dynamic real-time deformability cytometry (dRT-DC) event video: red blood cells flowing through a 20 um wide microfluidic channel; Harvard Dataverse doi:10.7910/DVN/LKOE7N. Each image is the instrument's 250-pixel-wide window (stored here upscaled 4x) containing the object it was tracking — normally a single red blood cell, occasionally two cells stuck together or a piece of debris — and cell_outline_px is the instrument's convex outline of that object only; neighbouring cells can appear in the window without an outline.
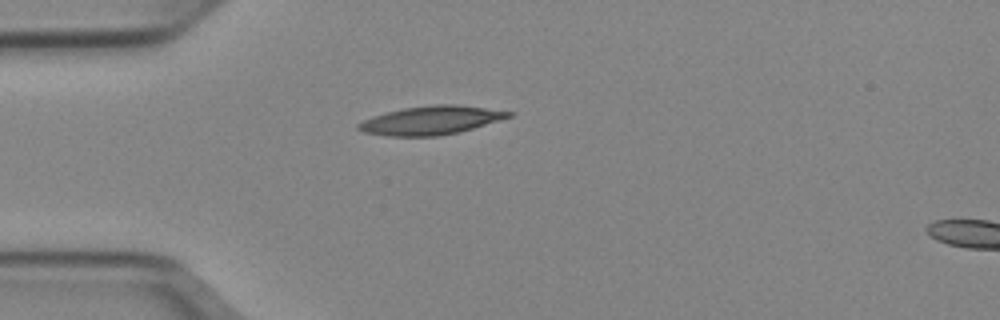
{"species": "Egyptian fruit bat (a non-hibernating species)", "species_latin": "Rousettus aegyptiacus", "temperature_condition": "cold", "stored_images_in_passage": 38, "camera_frame_rate_fps": 3000, "um_per_image_px": 0.085, "animal": {"sex": "female"}, "frame": {"image": 1, "passage_image": 1, "time_ms": 0.0, "image_size_px": [1000, 320], "cell_outline_px": [[516, 112], [512, 116], [500, 120], [460, 132], [436, 136], [388, 136], [364, 132], [356, 128], [356, 124], [372, 116], [404, 108], [436, 104], [456, 104]], "centroid_in_image_um": [36.65, 10.22], "position_along_channel_um": 48.4, "area_um2": 24.97}}
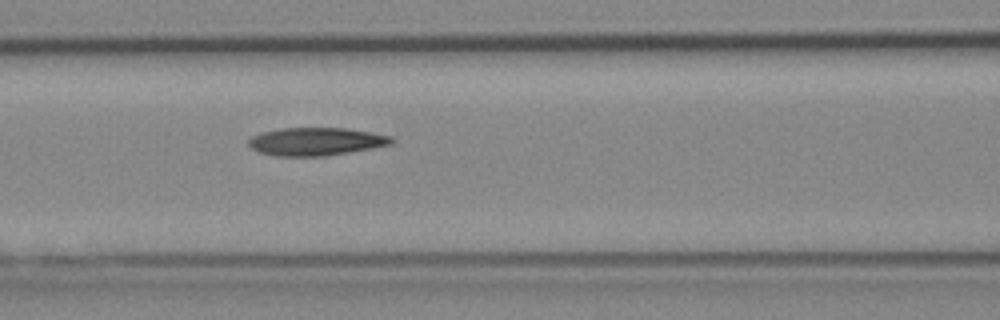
{"frame": {"image": 2, "passage_image": 9, "time_ms": 2.667, "image_size_px": [1000, 320], "cell_outline_px": [[396, 140], [392, 144], [372, 148], [324, 156], [276, 156], [260, 152], [252, 148], [248, 144], [248, 140], [252, 136], [260, 132], [280, 128], [348, 128], [372, 132], [392, 136]], "centroid_in_image_um": [26.88, 12.02], "position_along_channel_um": 139.7, "area_um2": 23.41}}
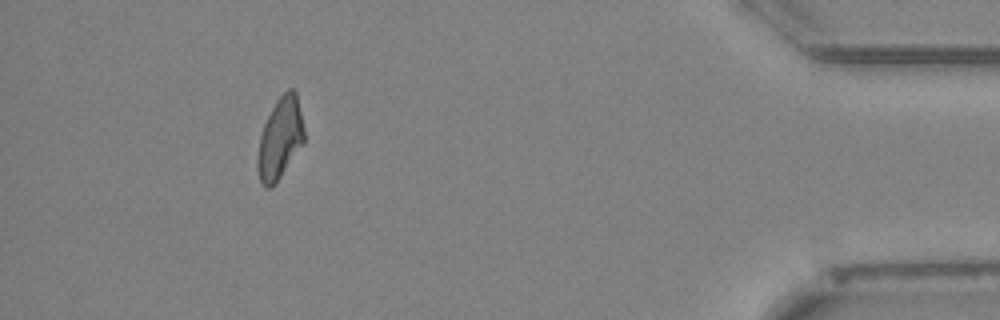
{"frame": {"image": 3, "passage_image": 34, "time_ms": 11.0, "image_size_px": [1000, 320], "cell_outline_px": [[304, 144], [276, 184], [272, 188], [264, 188], [260, 180], [256, 168], [256, 160], [260, 136], [264, 124], [276, 100], [288, 88], [292, 88], [296, 92], [304, 128]], "centroid_in_image_um": [23.8, 11.82], "position_along_channel_um": 411.4, "area_um2": 22.37}, "authors_computed_cell_mechanics": {"area_um2": 23.0622, "velocity_mm_per_s": 3.9566, "shape_relaxation_time_tau1_ms": null, "shape_relaxation_time_tau2_ms": 6.7683, "deformation_change_tau1": null, "deformation_change_tau2": 0.1628}}